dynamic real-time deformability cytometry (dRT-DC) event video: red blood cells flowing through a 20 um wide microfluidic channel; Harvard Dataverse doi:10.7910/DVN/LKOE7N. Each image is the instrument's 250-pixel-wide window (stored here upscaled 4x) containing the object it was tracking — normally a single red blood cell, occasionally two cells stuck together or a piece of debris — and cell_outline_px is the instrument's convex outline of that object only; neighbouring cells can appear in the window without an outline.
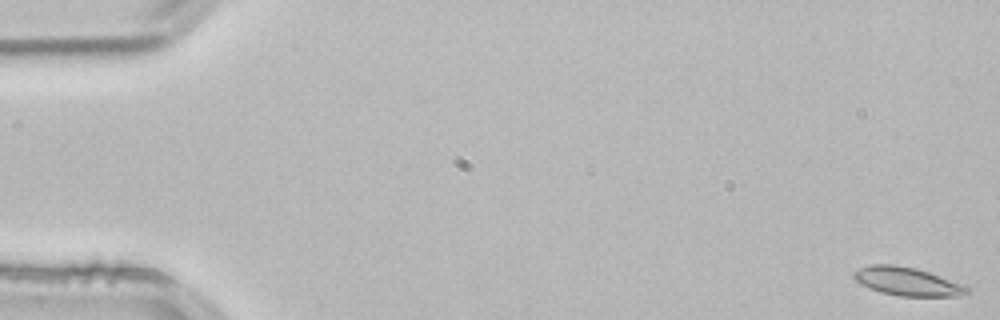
{"species": "common noctule bat (a hibernating species)", "species_latin": "Nyctalus noctula", "temperature_condition": "room temperature", "stored_images_in_passage": 16, "camera_frame_rate_fps": 3000, "um_per_image_px": 0.085, "animal": {"sex": "male", "body_mass_g": 21.5, "forearm_length_mm": 52.0}, "frame": {"image": 1, "passage_image": 1, "time_ms": 0.0, "image_size_px": [1000, 320], "cell_outline_px": [[972, 292], [960, 296], [900, 296], [880, 292], [868, 288], [860, 284], [852, 276], [860, 268], [872, 264], [896, 264], [916, 268], [964, 284]], "centroid_in_image_um": [77.14, 23.93], "position_along_channel_um": 7.9, "area_um2": 18.79}}